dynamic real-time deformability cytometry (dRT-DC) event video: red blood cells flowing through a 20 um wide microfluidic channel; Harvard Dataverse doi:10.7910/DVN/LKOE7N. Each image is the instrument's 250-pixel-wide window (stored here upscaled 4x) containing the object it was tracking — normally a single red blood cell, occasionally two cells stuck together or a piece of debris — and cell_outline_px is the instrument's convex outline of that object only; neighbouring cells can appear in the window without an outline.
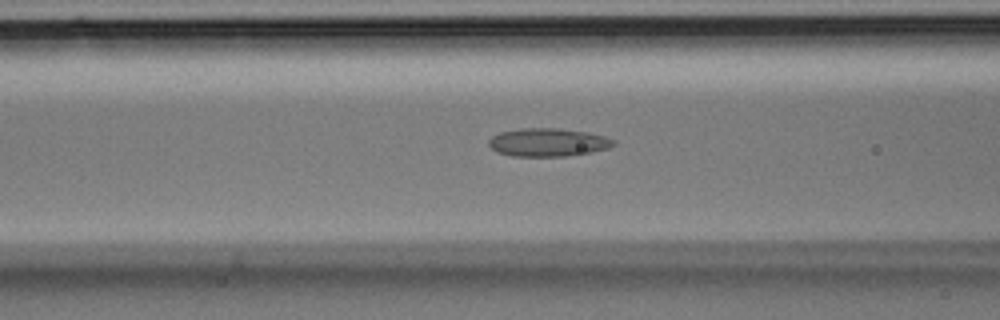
{"species": "Egyptian fruit bat (a non-hibernating species)", "species_latin": "Rousettus aegyptiacus", "temperature_condition": "room temperature", "stored_images_in_passage": 29, "camera_frame_rate_fps": 3000, "um_per_image_px": 0.085, "animal": {"sex": "male"}, "frame": {"image": 1, "passage_image": 7, "time_ms": 2.0, "image_size_px": [1000, 320], "cell_outline_px": [[616, 144], [608, 148], [588, 152], [564, 156], [512, 156], [496, 152], [488, 144], [488, 140], [492, 136], [500, 132], [520, 128], [560, 128], [588, 132], [604, 136], [616, 140]], "centroid_in_image_um": [46.56, 12.09], "position_along_channel_um": 120.0, "area_um2": 20.52}}
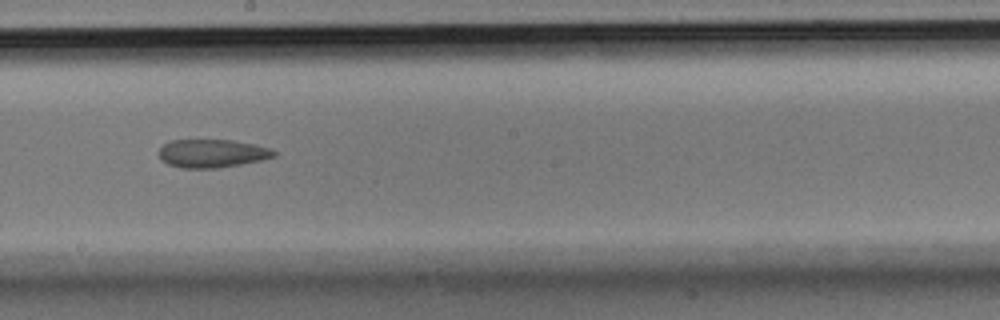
{"frame": {"image": 2, "passage_image": 13, "time_ms": 4.0, "image_size_px": [1000, 320], "cell_outline_px": [[276, 156], [260, 160], [240, 164], [216, 168], [180, 168], [168, 164], [160, 160], [160, 148], [164, 144], [172, 140], [232, 140], [256, 144], [268, 148], [276, 152]], "centroid_in_image_um": [18.01, 13.04], "position_along_channel_um": 230.2, "area_um2": 18.84}}
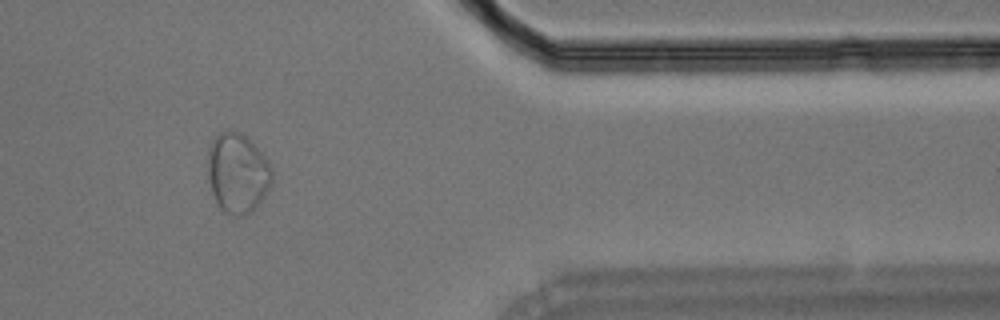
{"frame": {"image": 3, "passage_image": 23, "time_ms": 7.333, "image_size_px": [1000, 320], "cell_outline_px": [[272, 184], [264, 196], [252, 212], [244, 216], [232, 216], [220, 208], [212, 192], [208, 176], [208, 152], [212, 140], [220, 132], [240, 132], [264, 156], [272, 168]], "centroid_in_image_um": [20.19, 14.75], "position_along_channel_um": 391.2, "area_um2": 29.54}}